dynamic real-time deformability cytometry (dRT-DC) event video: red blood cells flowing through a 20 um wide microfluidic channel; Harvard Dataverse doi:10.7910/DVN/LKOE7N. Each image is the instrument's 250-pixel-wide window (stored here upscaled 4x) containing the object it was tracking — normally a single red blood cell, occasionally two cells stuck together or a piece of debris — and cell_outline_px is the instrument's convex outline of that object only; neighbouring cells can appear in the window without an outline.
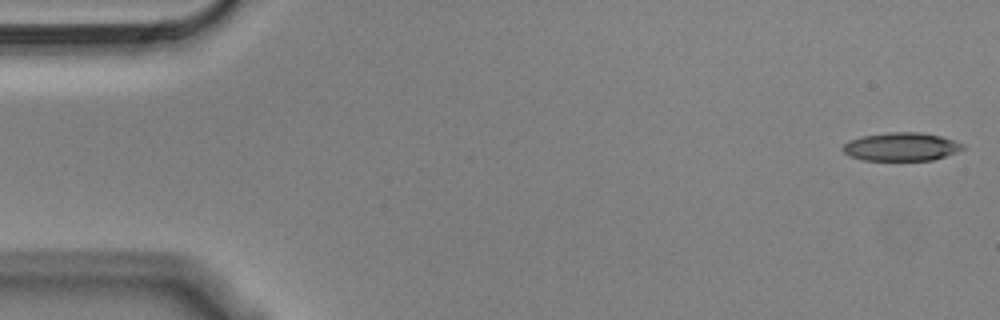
{"species": "Egyptian fruit bat (a non-hibernating species)", "species_latin": "Rousettus aegyptiacus", "temperature_condition": "cold", "stored_images_in_passage": 54, "camera_frame_rate_fps": 3000, "um_per_image_px": 0.085, "animal": {"sex": "male"}, "frame": {"image": 1, "passage_image": 1, "time_ms": 0.0, "image_size_px": [1000, 320], "cell_outline_px": [[964, 148], [956, 152], [932, 160], [864, 160], [852, 156], [844, 152], [840, 148], [848, 140], [860, 136], [888, 132], [920, 132], [940, 136], [964, 144]], "centroid_in_image_um": [76.57, 12.46], "position_along_channel_um": 8.4, "area_um2": 19.71}}
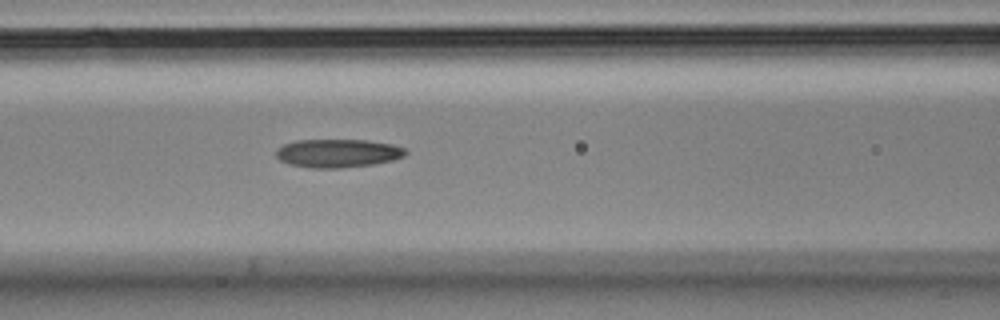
{"frame": {"image": 2, "passage_image": 22, "time_ms": 7.0, "image_size_px": [1000, 320], "cell_outline_px": [[408, 152], [404, 156], [392, 160], [372, 164], [340, 168], [312, 168], [292, 164], [280, 160], [276, 156], [276, 148], [284, 144], [296, 140], [364, 140], [392, 144], [404, 148]], "centroid_in_image_um": [28.7, 13.02], "position_along_channel_um": 137.9, "area_um2": 21.27}}
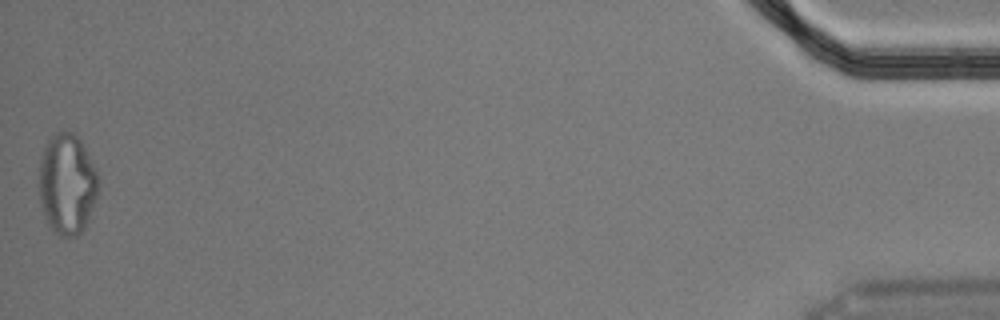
{"frame": {"image": 3, "passage_image": 54, "time_ms": 17.667, "image_size_px": [1000, 320], "cell_outline_px": [[100, 184], [96, 200], [84, 228], [76, 236], [60, 236], [48, 224], [44, 216], [40, 204], [40, 160], [48, 136], [56, 132], [72, 132], [80, 140], [100, 180]], "centroid_in_image_um": [5.7, 15.64], "position_along_channel_um": 429.5, "area_um2": 34.62}, "authors_computed_cell_mechanics": {"area_um2": 21.3282, "velocity_mm_per_s": 3.6395, "shape_relaxation_time_tau1_ms": null, "shape_relaxation_time_tau2_ms": 7.7023, "deformation_change_tau1": null, "deformation_change_tau2": 0.1973}}